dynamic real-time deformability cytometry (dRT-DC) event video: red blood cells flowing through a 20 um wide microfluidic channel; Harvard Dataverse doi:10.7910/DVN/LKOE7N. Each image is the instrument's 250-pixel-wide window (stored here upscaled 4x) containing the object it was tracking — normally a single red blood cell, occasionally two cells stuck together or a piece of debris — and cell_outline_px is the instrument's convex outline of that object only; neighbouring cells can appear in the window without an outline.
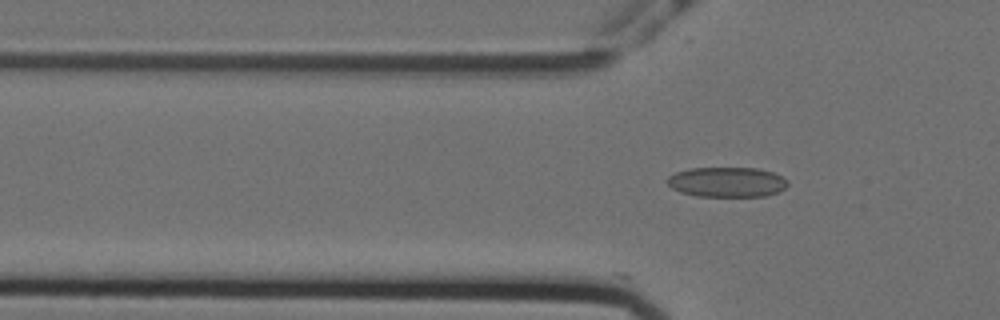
{"species": "Egyptian fruit bat (a non-hibernating species)", "species_latin": "Rousettus aegyptiacus", "temperature_condition": "cold", "stored_images_in_passage": 17, "camera_frame_rate_fps": 3000, "um_per_image_px": 0.085, "animal": {"sex": "female"}, "frame": {"image": 1, "passage_image": 17, "time_ms": 5.333, "image_size_px": [1000, 320], "cell_outline_px": [[788, 184], [780, 192], [764, 196], [696, 196], [680, 192], [672, 188], [664, 180], [668, 176], [676, 172], [688, 168], [756, 168], [772, 172], [780, 176]], "centroid_in_image_um": [61.73, 15.47], "position_along_channel_um": 64.1, "area_um2": 21.04}}